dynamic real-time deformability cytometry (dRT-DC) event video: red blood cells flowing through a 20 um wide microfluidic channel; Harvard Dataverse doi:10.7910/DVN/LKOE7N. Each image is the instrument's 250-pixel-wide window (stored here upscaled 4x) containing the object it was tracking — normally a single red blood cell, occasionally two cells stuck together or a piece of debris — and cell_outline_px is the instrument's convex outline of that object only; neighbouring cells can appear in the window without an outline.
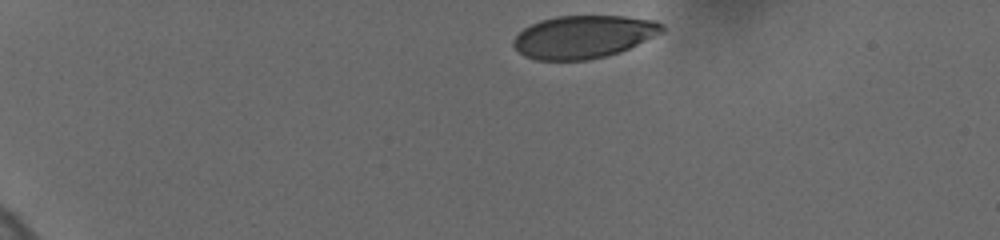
{"species": "human", "species_latin": "Homo sapiens", "temperature_condition": "cold", "stored_images_in_passage": 4, "camera_frame_rate_fps": 3000, "um_per_image_px": 0.085, "donor": {"sex": "female"}, "frame": {"image": 1, "passage_image": 1, "time_ms": 0.0, "image_size_px": [1000, 240], "cell_outline_px": [[664, 32], [620, 52], [608, 56], [588, 60], [536, 60], [524, 56], [512, 44], [512, 40], [524, 28], [540, 20], [556, 16], [624, 16], [656, 20], [664, 24]], "centroid_in_image_um": [49.62, 3.13], "position_along_channel_um": 35.4, "area_um2": 37.22}}
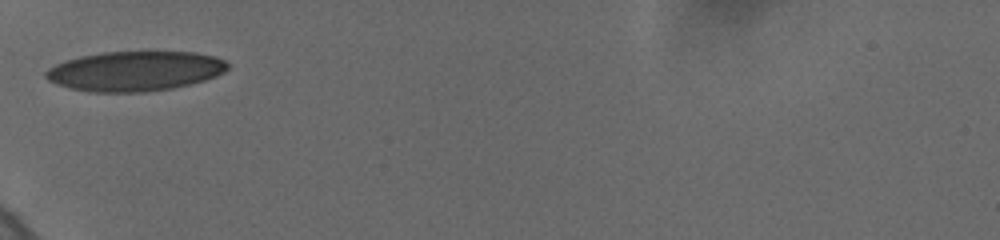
{"frame": {"image": 2, "passage_image": 4, "time_ms": 3.333, "image_size_px": [1000, 240], "cell_outline_px": [[228, 68], [224, 72], [216, 76], [204, 80], [172, 88], [144, 92], [88, 92], [68, 88], [56, 84], [48, 80], [44, 76], [44, 72], [48, 68], [64, 60], [80, 56], [104, 52], [196, 52], [212, 56], [224, 60], [228, 64]], "centroid_in_image_um": [11.42, 6.05], "position_along_channel_um": 73.6, "area_um2": 42.25}}